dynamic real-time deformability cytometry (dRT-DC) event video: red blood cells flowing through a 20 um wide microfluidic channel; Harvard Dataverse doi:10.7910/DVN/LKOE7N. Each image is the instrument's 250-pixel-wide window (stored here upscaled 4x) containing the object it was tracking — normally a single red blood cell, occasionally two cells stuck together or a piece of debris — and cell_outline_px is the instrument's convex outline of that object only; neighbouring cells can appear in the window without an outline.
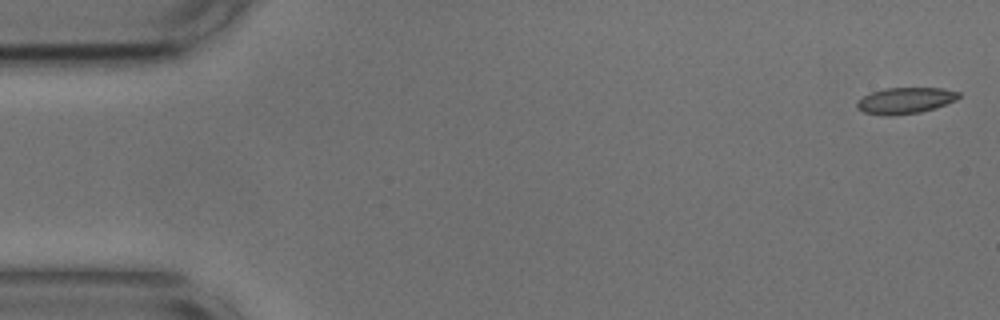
{"species": "common noctule bat (a hibernating species)", "species_latin": "Nyctalus noctula", "temperature_condition": "cold", "stored_images_in_passage": 54, "camera_frame_rate_fps": 3000, "um_per_image_px": 0.085, "animal": {"sex": "male", "body_mass_g": 17.9, "forearm_length_mm": 54.2}, "frame": {"image": 1, "passage_image": 1, "time_ms": 0.0, "image_size_px": [1000, 320], "cell_outline_px": [[960, 96], [956, 100], [936, 108], [920, 112], [892, 116], [864, 112], [856, 108], [856, 104], [864, 96], [872, 92], [884, 88], [944, 88], [960, 92]], "centroid_in_image_um": [76.98, 8.54], "position_along_channel_um": 8.0, "area_um2": 15.49}}
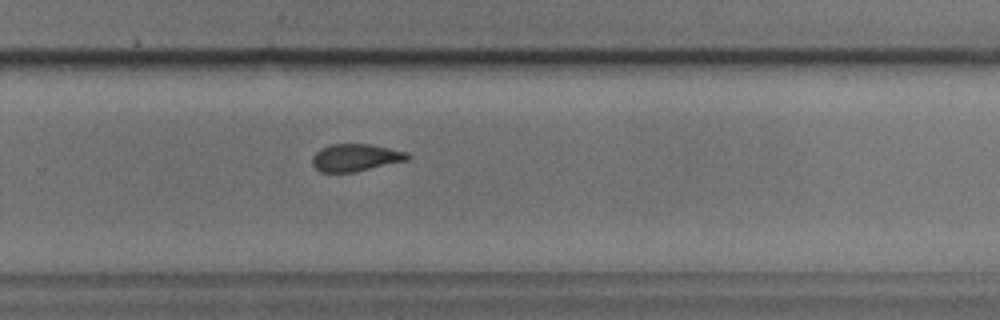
{"frame": {"image": 2, "passage_image": 35, "time_ms": 11.333, "image_size_px": [1000, 320], "cell_outline_px": [[412, 156], [408, 160], [356, 172], [320, 172], [312, 164], [312, 156], [320, 148], [332, 144], [368, 144], [408, 152]], "centroid_in_image_um": [30.23, 13.4], "position_along_channel_um": 299.6, "area_um2": 15.26}}
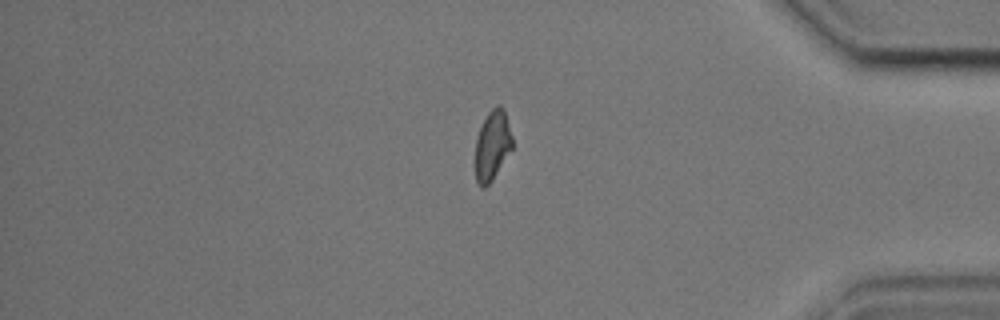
{"frame": {"image": 3, "passage_image": 45, "time_ms": 14.667, "image_size_px": [1000, 320], "cell_outline_px": [[512, 148], [492, 180], [484, 188], [480, 188], [476, 180], [476, 140], [480, 128], [488, 112], [496, 104], [500, 104], [504, 108], [512, 136]], "centroid_in_image_um": [41.85, 12.33], "position_along_channel_um": 393.3, "area_um2": 14.91}, "authors_computed_cell_mechanics": {"area_um2": 15.7505, "velocity_mm_per_s": 3.6722, "shape_relaxation_time_tau1_ms": null, "shape_relaxation_time_tau2_ms": 2.3064, "deformation_change_tau1": null, "deformation_change_tau2": 0.0693}}